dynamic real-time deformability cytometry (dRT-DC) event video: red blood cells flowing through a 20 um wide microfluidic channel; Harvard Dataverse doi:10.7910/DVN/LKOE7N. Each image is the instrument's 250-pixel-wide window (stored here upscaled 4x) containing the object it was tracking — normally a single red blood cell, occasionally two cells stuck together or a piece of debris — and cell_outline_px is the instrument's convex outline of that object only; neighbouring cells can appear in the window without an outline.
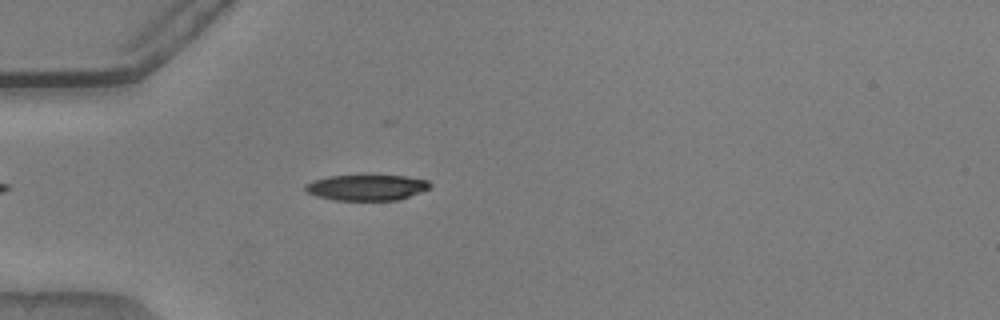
{"species": "common noctule bat (a hibernating species)", "species_latin": "Nyctalus noctula", "temperature_condition": "warm", "stored_images_in_passage": 34, "camera_frame_rate_fps": 3000, "um_per_image_px": 0.085, "animal": {"sex": "male", "body_mass_g": 20.5, "forearm_length_mm": 52.5}, "frame": {"image": 1, "passage_image": 7, "time_ms": 2.0, "image_size_px": [1000, 320], "cell_outline_px": [[432, 184], [428, 188], [420, 192], [400, 200], [336, 200], [316, 196], [308, 192], [304, 188], [304, 184], [312, 180], [328, 176], [404, 176], [428, 180]], "centroid_in_image_um": [31.15, 15.94], "position_along_channel_um": 53.9, "area_um2": 18.61}}
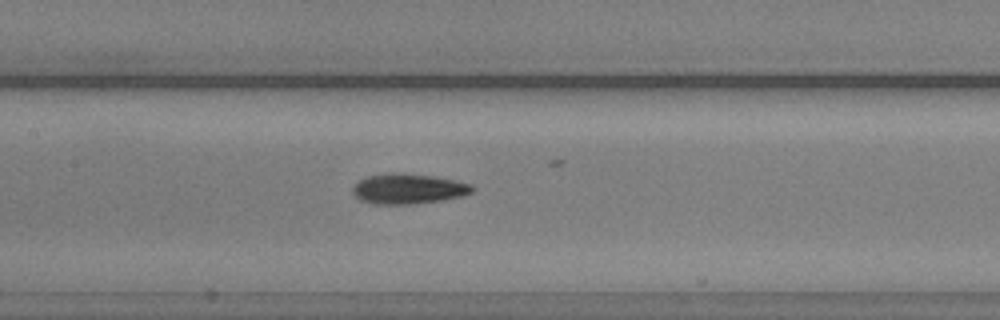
{"frame": {"image": 2, "passage_image": 17, "time_ms": 5.333, "image_size_px": [1000, 320], "cell_outline_px": [[476, 188], [472, 192], [464, 196], [440, 200], [412, 204], [372, 204], [360, 200], [352, 192], [352, 188], [360, 180], [368, 176], [388, 172], [404, 172], [432, 176], [472, 184]], "centroid_in_image_um": [34.7, 16.04], "position_along_channel_um": 172.7, "area_um2": 21.15}}
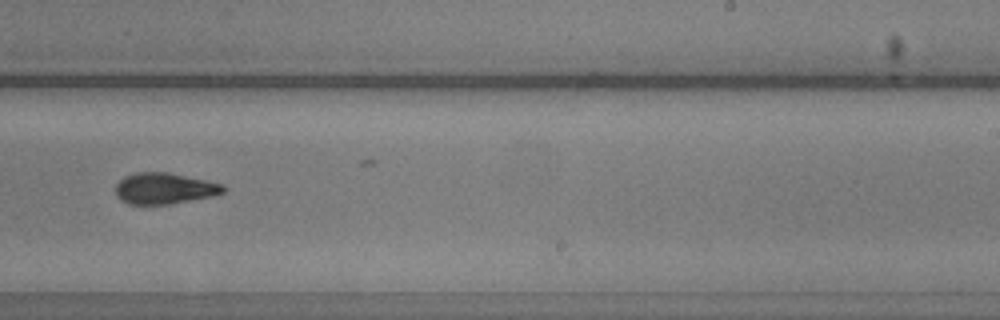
{"frame": {"image": 3, "passage_image": 25, "time_ms": 8.0, "image_size_px": [1000, 320], "cell_outline_px": [[228, 188], [224, 192], [212, 196], [168, 204], [128, 204], [120, 200], [116, 196], [116, 184], [124, 176], [136, 172], [168, 172], [224, 184]], "centroid_in_image_um": [13.97, 16.01], "position_along_channel_um": 275.0, "area_um2": 19.59}, "authors_computed_cell_mechanics": {"area_um2": 19.7676, "velocity_mm_per_s": 3.8595, "shape_relaxation_time_tau1_ms": 3.8746, "shape_relaxation_time_tau2_ms": 3.2901, "deformation_change_tau1": 0.1743, "deformation_change_tau2": 0.1161}}